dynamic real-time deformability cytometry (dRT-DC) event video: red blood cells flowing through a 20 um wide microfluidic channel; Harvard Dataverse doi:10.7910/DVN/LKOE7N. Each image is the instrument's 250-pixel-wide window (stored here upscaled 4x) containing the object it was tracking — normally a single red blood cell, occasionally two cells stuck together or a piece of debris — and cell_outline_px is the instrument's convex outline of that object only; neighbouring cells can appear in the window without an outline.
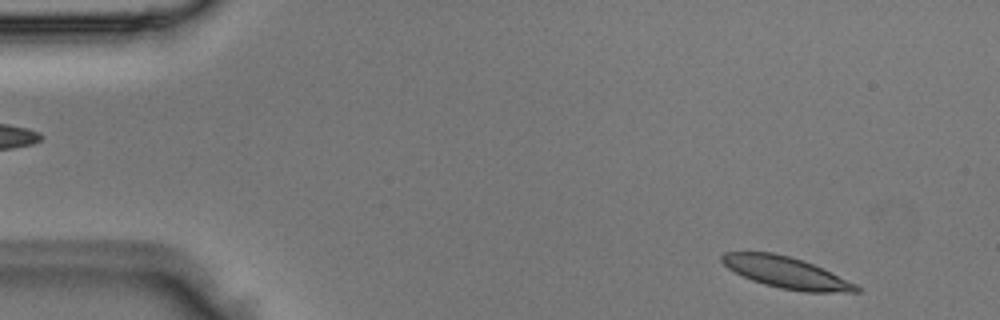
{"species": "Egyptian fruit bat (a non-hibernating species)", "species_latin": "Rousettus aegyptiacus", "temperature_condition": "room temperature", "stored_images_in_passage": 2, "camera_frame_rate_fps": 3000, "um_per_image_px": 0.085, "animal": {"sex": "male"}, "frame": {"image": 1, "passage_image": 2, "time_ms": 0.333, "image_size_px": [1000, 320], "cell_outline_px": [[860, 292], [804, 292], [780, 288], [764, 284], [752, 280], [728, 268], [720, 260], [720, 256], [724, 252], [772, 252], [804, 260], [856, 284], [860, 288]], "centroid_in_image_um": [66.81, 23.16], "position_along_channel_um": 18.2, "area_um2": 24.33}}